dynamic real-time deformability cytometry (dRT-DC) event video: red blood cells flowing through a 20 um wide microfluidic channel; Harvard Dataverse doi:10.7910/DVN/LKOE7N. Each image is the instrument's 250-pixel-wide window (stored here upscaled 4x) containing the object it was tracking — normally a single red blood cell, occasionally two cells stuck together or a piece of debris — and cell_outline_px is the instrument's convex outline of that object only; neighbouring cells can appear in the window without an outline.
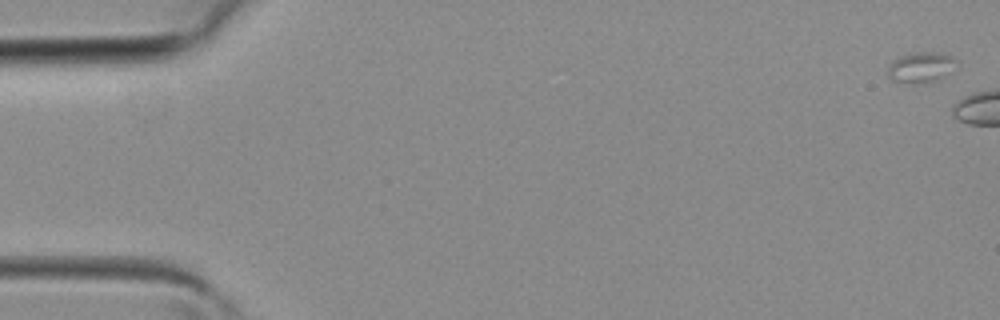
{"species": "common noctule bat (a hibernating species)", "species_latin": "Nyctalus noctula", "temperature_condition": "room temperature", "stored_images_in_passage": 4, "camera_frame_rate_fps": 3000, "um_per_image_px": 0.085, "animal": {"sex": "female", "body_mass_g": 19.3, "forearm_length_mm": 54.1}, "frame": {"image": 1, "passage_image": 1, "time_ms": 0.0, "image_size_px": [1000, 320], "cell_outline_px": [[960, 64], [940, 76], [932, 80], [892, 80], [888, 76], [888, 64], [892, 60], [900, 56], [912, 52], [932, 52], [952, 56]], "centroid_in_image_um": [78.26, 5.63], "position_along_channel_um": 6.7, "area_um2": 11.39}}